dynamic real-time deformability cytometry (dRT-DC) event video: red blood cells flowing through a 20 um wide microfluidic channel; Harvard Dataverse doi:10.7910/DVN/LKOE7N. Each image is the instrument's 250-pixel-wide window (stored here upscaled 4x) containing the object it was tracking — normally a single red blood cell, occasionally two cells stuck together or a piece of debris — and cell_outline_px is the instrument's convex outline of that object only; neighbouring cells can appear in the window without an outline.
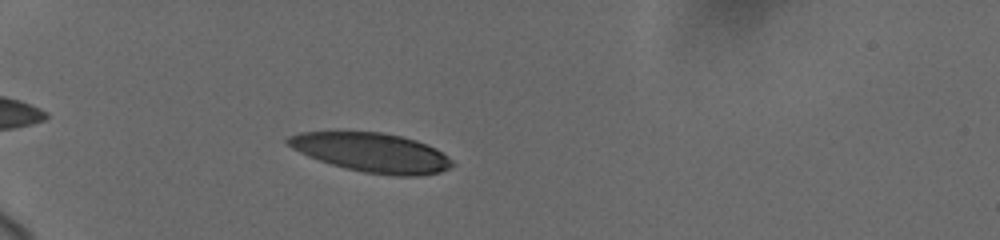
{"species": "human", "species_latin": "Homo sapiens", "temperature_condition": "cold", "stored_images_in_passage": 23, "camera_frame_rate_fps": 3000, "um_per_image_px": 0.085, "donor": {"sex": "female"}, "frame": {"image": 1, "passage_image": 5, "time_ms": 1.667, "image_size_px": [1000, 240], "cell_outline_px": [[456, 164], [452, 168], [440, 172], [420, 176], [392, 176], [364, 172], [344, 168], [308, 156], [292, 148], [284, 140], [288, 136], [300, 132], [380, 132], [400, 136], [416, 140], [428, 144], [436, 148], [448, 156]], "centroid_in_image_um": [31.65, 12.98], "position_along_channel_um": 53.4, "area_um2": 37.69}}
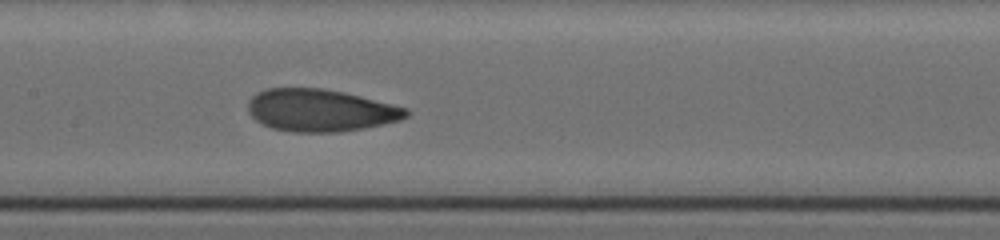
{"frame": {"image": 2, "passage_image": 15, "time_ms": 6.0, "image_size_px": [1000, 240], "cell_outline_px": [[412, 112], [408, 116], [400, 120], [384, 124], [364, 128], [340, 132], [292, 132], [272, 128], [256, 120], [248, 112], [248, 100], [256, 92], [264, 88], [324, 88], [344, 92], [408, 108]], "centroid_in_image_um": [27.24, 9.37], "position_along_channel_um": 180.2, "area_um2": 39.25}}
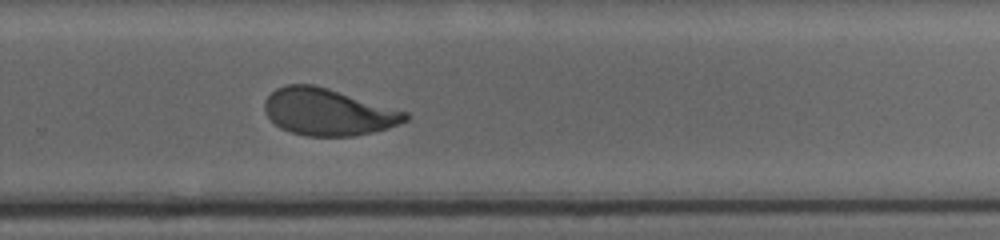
{"frame": {"image": 3, "passage_image": 23, "time_ms": 9.333, "image_size_px": [1000, 240], "cell_outline_px": [[412, 116], [408, 120], [400, 124], [388, 128], [372, 132], [352, 136], [304, 136], [280, 128], [264, 112], [264, 100], [276, 88], [288, 84], [312, 84], [328, 88], [408, 112]], "centroid_in_image_um": [27.9, 9.52], "position_along_channel_um": 301.9, "area_um2": 38.49}}